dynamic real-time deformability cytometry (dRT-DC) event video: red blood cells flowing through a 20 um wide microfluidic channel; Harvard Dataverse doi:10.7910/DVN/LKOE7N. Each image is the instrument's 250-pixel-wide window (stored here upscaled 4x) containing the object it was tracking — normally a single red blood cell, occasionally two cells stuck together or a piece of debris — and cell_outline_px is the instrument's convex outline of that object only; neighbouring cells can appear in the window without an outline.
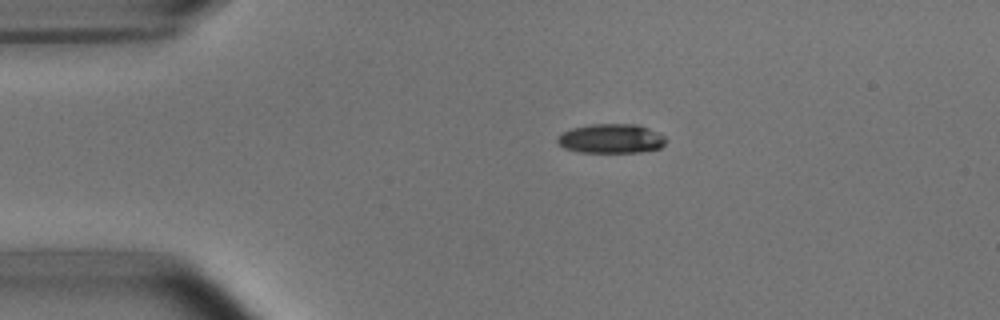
{"species": "common noctule bat (a hibernating species)", "species_latin": "Nyctalus noctula", "temperature_condition": "room temperature", "stored_images_in_passage": 3, "camera_frame_rate_fps": 3000, "um_per_image_px": 0.085, "animal": {"sex": "male", "body_mass_g": 15.6}, "frame": {"image": 1, "passage_image": 2, "time_ms": 1.0, "image_size_px": [1000, 320], "cell_outline_px": [[668, 140], [660, 148], [640, 152], [580, 152], [564, 148], [556, 140], [564, 132], [572, 128], [588, 124], [640, 124], [660, 132]], "centroid_in_image_um": [52.01, 11.77], "position_along_channel_um": 33.0, "area_um2": 18.67}}